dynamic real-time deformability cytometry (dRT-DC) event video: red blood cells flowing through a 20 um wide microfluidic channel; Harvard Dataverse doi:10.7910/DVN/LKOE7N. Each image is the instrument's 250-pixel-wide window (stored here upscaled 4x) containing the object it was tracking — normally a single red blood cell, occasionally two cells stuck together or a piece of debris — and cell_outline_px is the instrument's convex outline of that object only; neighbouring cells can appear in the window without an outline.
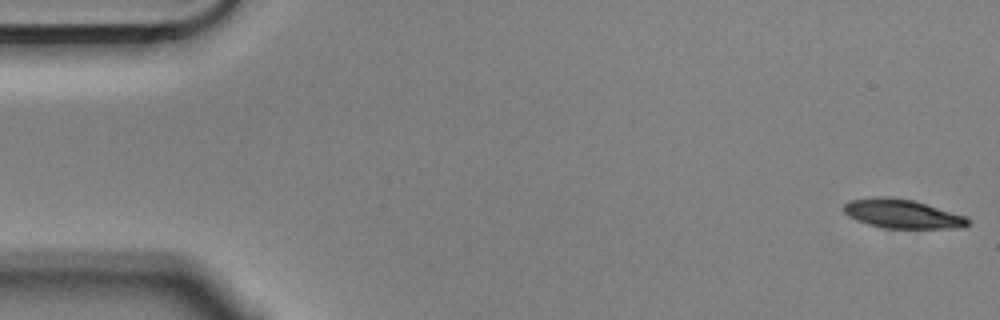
{"species": "Egyptian fruit bat (a non-hibernating species)", "species_latin": "Rousettus aegyptiacus", "temperature_condition": "cold", "stored_images_in_passage": 6, "camera_frame_rate_fps": 3000, "um_per_image_px": 0.085, "animal": {"sex": "male"}, "frame": {"image": 1, "passage_image": 1, "time_ms": 0.0, "image_size_px": [1000, 320], "cell_outline_px": [[972, 220], [964, 228], [884, 228], [868, 224], [856, 220], [848, 216], [844, 212], [844, 204], [852, 200], [880, 196], [888, 196], [912, 200], [968, 216]], "centroid_in_image_um": [76.74, 18.18], "position_along_channel_um": 8.3, "area_um2": 21.04}}